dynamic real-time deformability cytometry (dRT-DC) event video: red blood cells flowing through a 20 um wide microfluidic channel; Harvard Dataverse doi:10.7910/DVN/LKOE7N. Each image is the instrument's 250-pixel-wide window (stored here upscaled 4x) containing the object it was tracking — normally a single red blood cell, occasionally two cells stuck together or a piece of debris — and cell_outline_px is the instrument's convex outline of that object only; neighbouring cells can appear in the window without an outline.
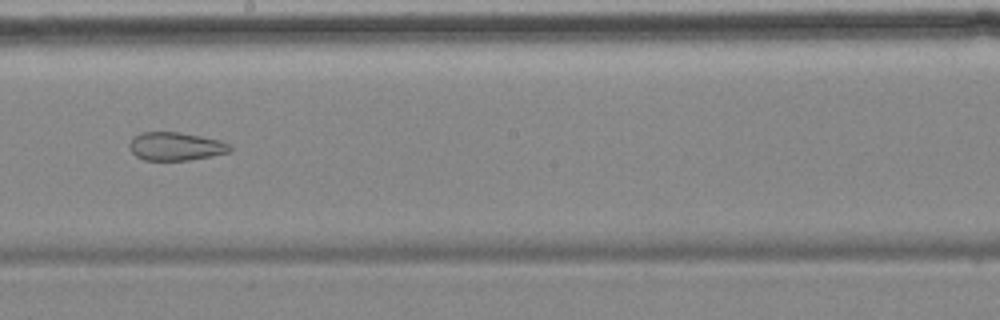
{"species": "common noctule bat (a hibernating species)", "species_latin": "Nyctalus noctula", "temperature_condition": "cold", "stored_images_in_passage": 9, "camera_frame_rate_fps": 3000, "um_per_image_px": 0.085, "animal": {"sex": "female", "body_mass_g": 18.4}, "frame": {"image": 1, "passage_image": 9, "time_ms": 9.333, "image_size_px": [1000, 320], "cell_outline_px": [[232, 152], [212, 156], [188, 160], [144, 160], [136, 156], [128, 148], [128, 144], [132, 136], [140, 132], [180, 132], [220, 140], [228, 144], [232, 148]], "centroid_in_image_um": [14.9, 12.44], "position_along_channel_um": 233.3, "area_um2": 16.76}}